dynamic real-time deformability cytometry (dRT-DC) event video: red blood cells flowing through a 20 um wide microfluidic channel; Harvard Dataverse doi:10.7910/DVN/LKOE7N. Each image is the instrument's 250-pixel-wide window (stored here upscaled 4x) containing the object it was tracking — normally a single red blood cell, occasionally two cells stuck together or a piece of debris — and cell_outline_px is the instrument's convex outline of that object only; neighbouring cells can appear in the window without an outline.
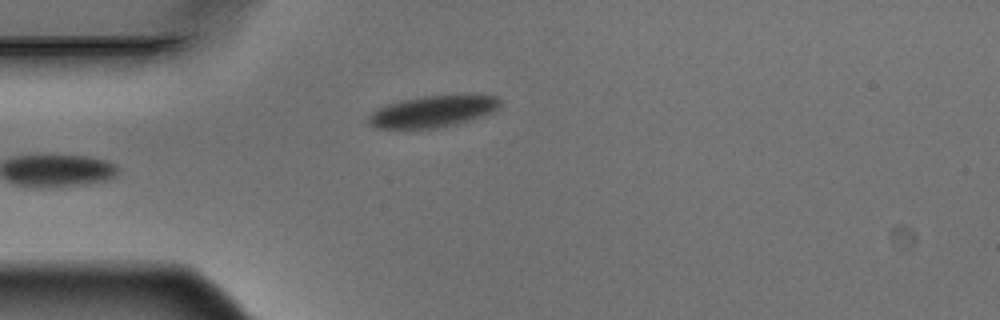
{"species": "Egyptian fruit bat (a non-hibernating species)", "species_latin": "Rousettus aegyptiacus", "temperature_condition": "warm", "stored_images_in_passage": 6, "camera_frame_rate_fps": 3000, "um_per_image_px": 0.085, "animal": {"sex": "male"}, "frame": {"image": 1, "passage_image": 6, "time_ms": 1.667, "image_size_px": [1000, 320], "cell_outline_px": [[500, 104], [492, 112], [484, 116], [436, 128], [380, 128], [368, 124], [368, 116], [376, 108], [400, 100], [424, 96], [496, 96], [500, 100]], "centroid_in_image_um": [36.72, 9.48], "position_along_channel_um": 48.3, "area_um2": 23.58}}